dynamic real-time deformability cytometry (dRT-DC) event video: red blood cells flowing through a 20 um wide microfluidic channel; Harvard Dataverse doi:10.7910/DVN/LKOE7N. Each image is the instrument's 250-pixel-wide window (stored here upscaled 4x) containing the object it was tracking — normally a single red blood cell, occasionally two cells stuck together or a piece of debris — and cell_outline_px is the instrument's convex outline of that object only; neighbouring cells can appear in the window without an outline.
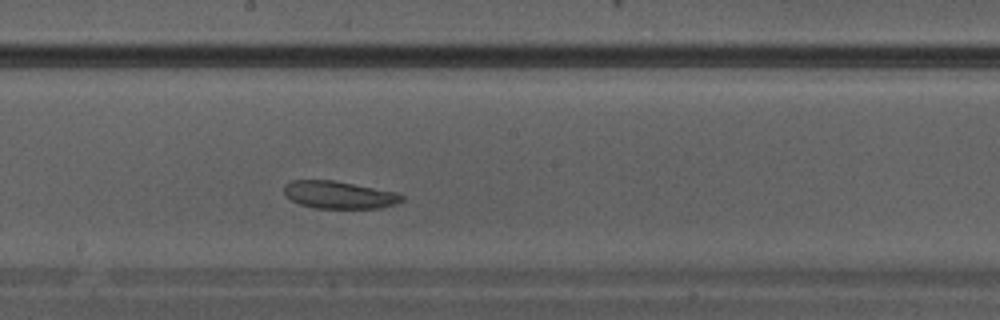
{"species": "Egyptian fruit bat (a non-hibernating species)", "species_latin": "Rousettus aegyptiacus", "temperature_condition": "warm", "stored_images_in_passage": 23, "camera_frame_rate_fps": 3000, "um_per_image_px": 0.085, "animal": {"sex": "male"}, "frame": {"image": 1, "passage_image": 10, "time_ms": 3.0, "image_size_px": [1000, 320], "cell_outline_px": [[404, 200], [396, 204], [380, 208], [316, 208], [300, 204], [284, 196], [284, 184], [292, 180], [332, 180], [396, 192], [404, 196]], "centroid_in_image_um": [28.81, 16.56], "position_along_channel_um": 219.4, "area_um2": 18.84}}